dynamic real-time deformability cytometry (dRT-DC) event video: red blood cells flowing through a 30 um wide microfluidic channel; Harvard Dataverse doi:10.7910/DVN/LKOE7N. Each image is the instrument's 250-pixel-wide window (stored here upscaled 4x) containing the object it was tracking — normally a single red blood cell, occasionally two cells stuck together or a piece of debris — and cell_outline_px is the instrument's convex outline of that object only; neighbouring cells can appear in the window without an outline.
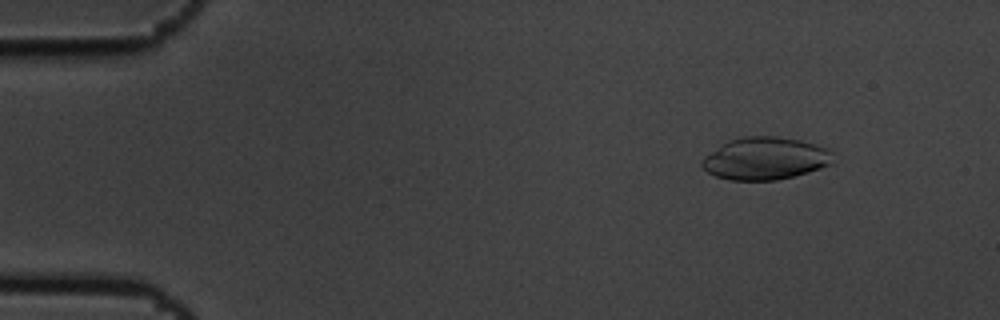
{"species": "common noctule bat (a hibernating species)", "species_latin": "Nyctalus noctula", "temperature_condition": "cold", "stored_images_in_passage": 5, "camera_frame_rate_fps": 3000, "um_per_image_px": 0.085, "animal": {"sex": "male", "body_mass_g": 19.5, "forearm_length_mm": 54.6}, "frame": {"image": 1, "passage_image": 2, "time_ms": 0.333, "image_size_px": [1000, 320], "cell_outline_px": [[832, 152], [828, 164], [820, 168], [808, 172], [776, 180], [732, 180], [716, 176], [708, 172], [700, 164], [700, 160], [704, 156], [720, 144], [728, 140], [744, 136], [776, 136], [800, 140], [828, 148]], "centroid_in_image_um": [64.98, 13.46], "position_along_channel_um": 20.0, "area_um2": 32.25}}
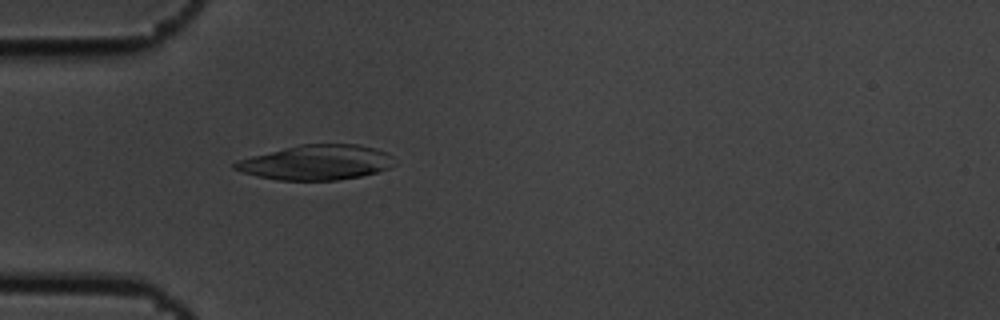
{"frame": {"image": 2, "passage_image": 5, "time_ms": 1.333, "image_size_px": [1000, 320], "cell_outline_px": [[396, 164], [388, 168], [376, 172], [360, 176], [336, 180], [276, 180], [256, 176], [232, 168], [232, 164], [236, 160], [300, 144], [360, 144], [376, 148], [388, 152], [392, 156]], "centroid_in_image_um": [26.91, 13.8], "position_along_channel_um": 58.1, "area_um2": 32.54}}